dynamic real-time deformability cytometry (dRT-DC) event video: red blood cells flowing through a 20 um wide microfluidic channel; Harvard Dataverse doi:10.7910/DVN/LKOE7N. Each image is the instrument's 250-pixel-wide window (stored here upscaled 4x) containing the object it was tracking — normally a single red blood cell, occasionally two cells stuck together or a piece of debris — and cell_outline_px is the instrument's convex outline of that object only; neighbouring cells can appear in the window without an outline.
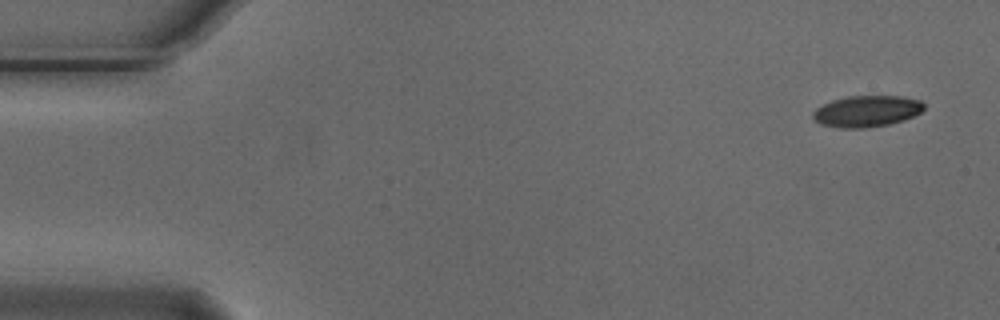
{"species": "Egyptian fruit bat (a non-hibernating species)", "species_latin": "Rousettus aegyptiacus", "temperature_condition": "cold", "stored_images_in_passage": 7, "camera_frame_rate_fps": 3000, "um_per_image_px": 0.085, "animal": {"sex": "male"}, "frame": {"image": 1, "passage_image": 1, "time_ms": 0.0, "image_size_px": [1000, 320], "cell_outline_px": [[924, 108], [920, 112], [904, 120], [888, 124], [864, 128], [840, 128], [820, 124], [812, 116], [812, 112], [816, 108], [832, 100], [848, 96], [900, 96], [920, 100], [924, 104]], "centroid_in_image_um": [73.65, 9.45], "position_along_channel_um": 11.3, "area_um2": 20.17}}
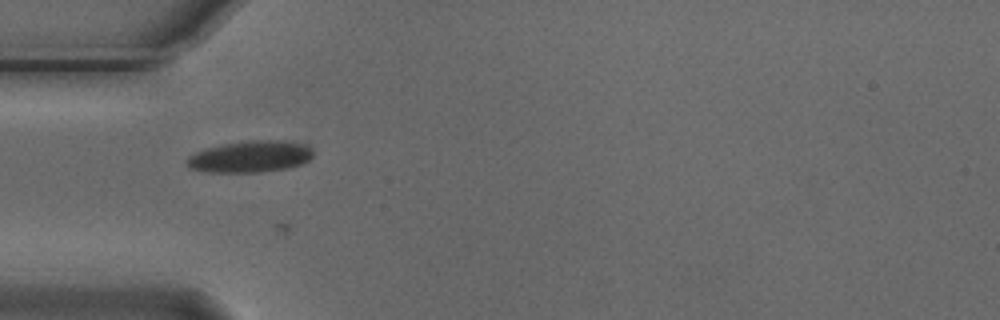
{"frame": {"image": 2, "passage_image": 5, "time_ms": 1.333, "image_size_px": [1000, 320], "cell_outline_px": [[312, 156], [308, 160], [300, 164], [288, 168], [260, 172], [208, 172], [188, 168], [184, 164], [184, 160], [188, 156], [204, 148], [224, 144], [248, 140], [280, 140], [304, 144], [312, 152]], "centroid_in_image_um": [21.19, 13.31], "position_along_channel_um": 63.8, "area_um2": 23.29}}